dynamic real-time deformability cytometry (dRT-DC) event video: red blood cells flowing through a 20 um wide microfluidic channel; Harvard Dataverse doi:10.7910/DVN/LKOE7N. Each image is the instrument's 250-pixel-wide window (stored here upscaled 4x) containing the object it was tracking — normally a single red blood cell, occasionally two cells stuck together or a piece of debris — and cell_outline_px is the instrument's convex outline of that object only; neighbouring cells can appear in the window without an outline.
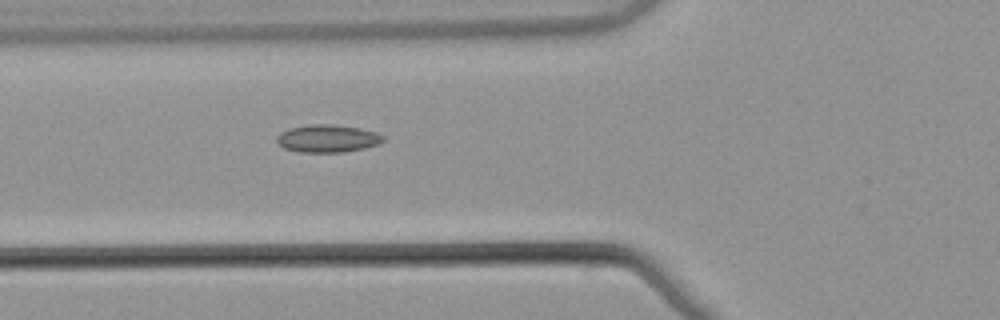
{"species": "common noctule bat (a hibernating species)", "species_latin": "Nyctalus noctula", "temperature_condition": "warm", "stored_images_in_passage": 5, "camera_frame_rate_fps": 3000, "um_per_image_px": 0.085, "animal": {"sex": "male", "body_mass_g": 21.5, "forearm_length_mm": 52.0}, "frame": {"image": 1, "passage_image": 5, "time_ms": 1.333, "image_size_px": [1000, 320], "cell_outline_px": [[384, 140], [380, 144], [364, 148], [344, 152], [300, 152], [284, 148], [276, 140], [276, 136], [280, 132], [288, 128], [312, 124], [332, 124], [360, 128], [376, 132], [384, 136]], "centroid_in_image_um": [27.85, 11.77], "position_along_channel_um": 98.0, "area_um2": 17.22}}